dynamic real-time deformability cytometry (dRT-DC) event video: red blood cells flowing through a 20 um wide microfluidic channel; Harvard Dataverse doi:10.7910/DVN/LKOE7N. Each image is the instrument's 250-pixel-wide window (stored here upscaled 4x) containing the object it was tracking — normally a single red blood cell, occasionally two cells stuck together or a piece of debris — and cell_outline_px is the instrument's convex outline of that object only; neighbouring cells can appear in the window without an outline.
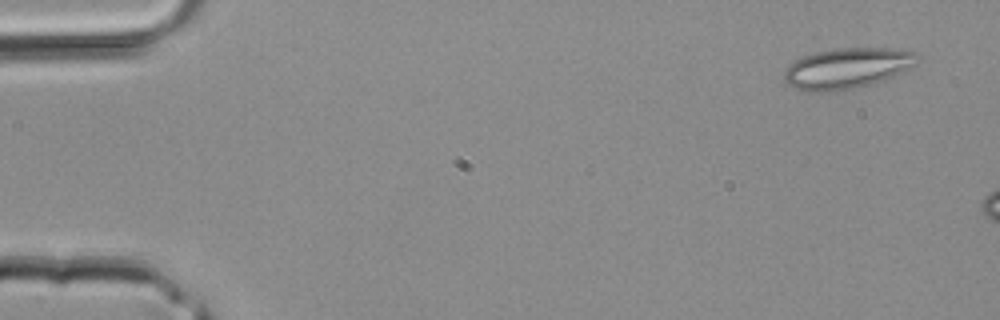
{"species": "common noctule bat (a hibernating species)", "species_latin": "Nyctalus noctula", "temperature_condition": "room temperature", "stored_images_in_passage": 7, "camera_frame_rate_fps": 3000, "um_per_image_px": 0.085, "animal": {"sex": "male", "body_mass_g": 20.4}, "frame": {"image": 1, "passage_image": 1, "time_ms": 0.0, "image_size_px": [1000, 320], "cell_outline_px": [[920, 56], [916, 64], [912, 68], [900, 76], [856, 88], [836, 92], [804, 92], [792, 88], [784, 80], [784, 68], [788, 64], [804, 56], [816, 52], [840, 48], [896, 48], [916, 52]], "centroid_in_image_um": [72.05, 5.82], "position_along_channel_um": 12.9, "area_um2": 32.48}}